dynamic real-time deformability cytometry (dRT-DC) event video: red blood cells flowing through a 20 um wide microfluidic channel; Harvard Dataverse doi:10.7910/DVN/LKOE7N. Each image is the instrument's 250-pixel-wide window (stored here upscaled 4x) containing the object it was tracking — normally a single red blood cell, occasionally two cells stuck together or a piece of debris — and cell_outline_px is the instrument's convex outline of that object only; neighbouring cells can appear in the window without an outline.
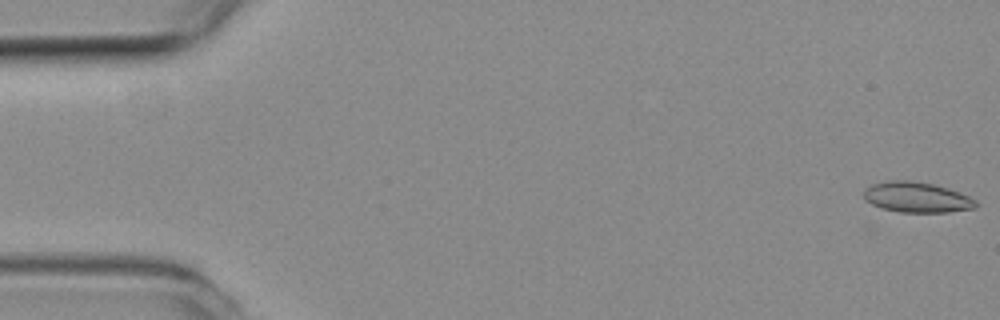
{"species": "common noctule bat (a hibernating species)", "species_latin": "Nyctalus noctula", "temperature_condition": "room temperature", "stored_images_in_passage": 52, "camera_frame_rate_fps": 3000, "um_per_image_px": 0.085, "animal": {"sex": "female", "body_mass_g": 19.3, "forearm_length_mm": 54.1}, "frame": {"image": 1, "passage_image": 1, "time_ms": 0.0, "image_size_px": [1000, 320], "cell_outline_px": [[976, 208], [948, 212], [900, 212], [884, 208], [872, 204], [864, 196], [864, 188], [872, 184], [888, 180], [912, 180], [936, 184], [948, 188], [968, 196], [976, 200]], "centroid_in_image_um": [77.94, 16.75], "position_along_channel_um": 7.1, "area_um2": 19.83}}
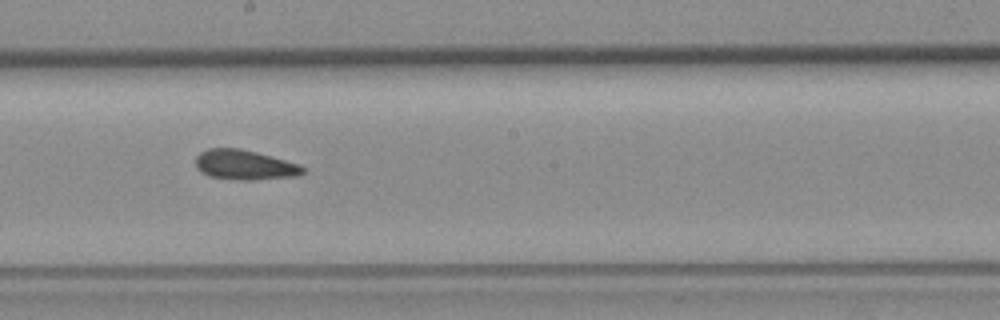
{"frame": {"image": 2, "passage_image": 30, "time_ms": 9.667, "image_size_px": [1000, 320], "cell_outline_px": [[308, 168], [304, 172], [296, 176], [252, 180], [236, 180], [208, 176], [200, 172], [196, 168], [196, 156], [200, 152], [208, 148], [240, 148], [272, 156], [300, 164]], "centroid_in_image_um": [20.8, 14.02], "position_along_channel_um": 227.4, "area_um2": 18.9}}
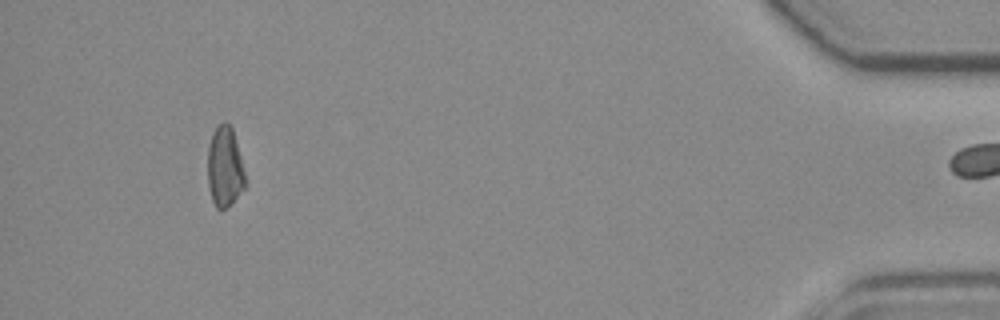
{"frame": {"image": 3, "passage_image": 51, "time_ms": 16.667, "image_size_px": [1000, 320], "cell_outline_px": [[244, 188], [220, 212], [216, 208], [212, 200], [208, 188], [208, 144], [216, 128], [224, 120], [232, 128], [240, 156], [244, 172]], "centroid_in_image_um": [19.07, 14.19], "position_along_channel_um": 416.1, "area_um2": 17.11}, "authors_computed_cell_mechanics": {"area_um2": 18.6116, "velocity_mm_per_s": 3.7734, "shape_relaxation_time_tau1_ms": null, "shape_relaxation_time_tau2_ms": 5.7034, "deformation_change_tau1": null, "deformation_change_tau2": 0.1326}}